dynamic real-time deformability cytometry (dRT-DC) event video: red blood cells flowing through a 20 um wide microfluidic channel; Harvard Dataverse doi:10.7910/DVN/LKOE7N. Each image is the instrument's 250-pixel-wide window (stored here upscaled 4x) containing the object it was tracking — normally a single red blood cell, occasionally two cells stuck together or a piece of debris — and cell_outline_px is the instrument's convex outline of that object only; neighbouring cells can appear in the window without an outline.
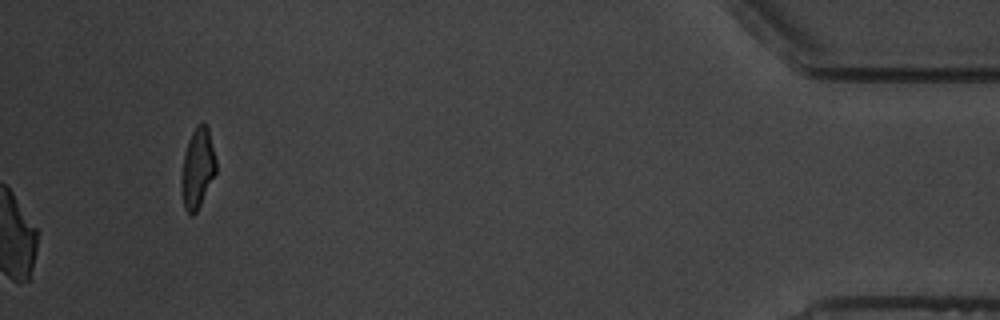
{"species": "common noctule bat (a hibernating species)", "species_latin": "Nyctalus noctula", "temperature_condition": "warm", "stored_images_in_passage": 59, "camera_frame_rate_fps": 3000, "um_per_image_px": 0.085, "animal": {"sex": "male", "body_mass_g": 19.5, "forearm_length_mm": 54.6}, "frame": {"image": 1, "passage_image": 59, "time_ms": 19.333, "image_size_px": [1000, 320], "cell_outline_px": [[216, 172], [196, 212], [192, 216], [184, 208], [180, 184], [180, 180], [184, 152], [188, 140], [196, 124], [200, 120], [204, 120], [208, 128], [216, 160]], "centroid_in_image_um": [16.77, 14.24], "position_along_channel_um": 418.4, "area_um2": 16.3}}